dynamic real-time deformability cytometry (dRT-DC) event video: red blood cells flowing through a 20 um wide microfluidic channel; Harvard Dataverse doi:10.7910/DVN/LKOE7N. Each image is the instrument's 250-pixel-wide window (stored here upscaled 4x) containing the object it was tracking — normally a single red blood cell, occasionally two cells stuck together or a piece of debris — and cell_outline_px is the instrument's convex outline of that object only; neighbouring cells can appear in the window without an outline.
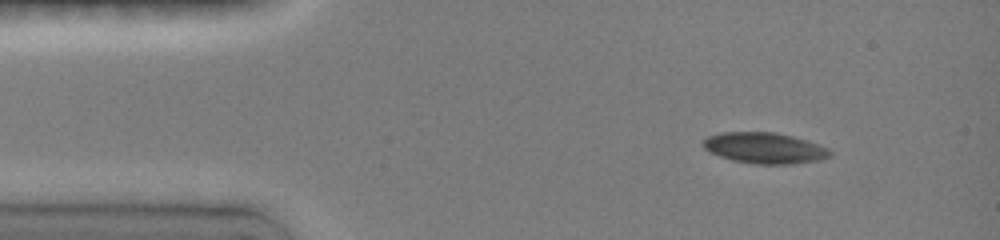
{"species": "common noctule bat (a hibernating species)", "species_latin": "Nyctalus noctula", "temperature_condition": "room temperature", "stored_images_in_passage": 6, "camera_frame_rate_fps": 3000, "um_per_image_px": 0.085, "animal": {"sex": "female", "body_mass_g": 19.0, "forearm_length_mm": 51.5}, "frame": {"image": 1, "passage_image": 2, "time_ms": 1.0, "image_size_px": [1000, 240], "cell_outline_px": [[832, 156], [820, 160], [796, 164], [752, 164], [732, 160], [720, 156], [704, 148], [704, 140], [708, 136], [720, 132], [776, 132], [792, 136], [828, 148], [832, 152]], "centroid_in_image_um": [65.02, 12.59], "position_along_channel_um": 20.0, "area_um2": 22.83}}
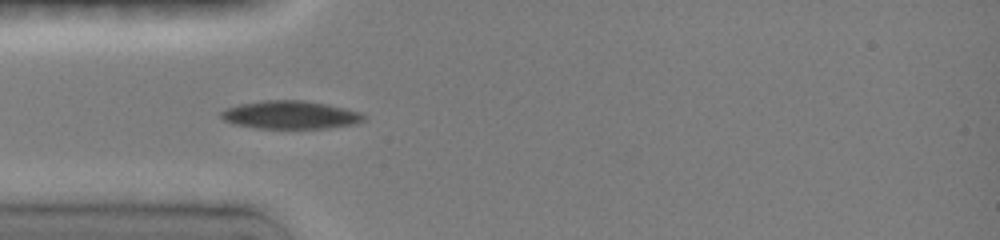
{"frame": {"image": 2, "passage_image": 5, "time_ms": 3.667, "image_size_px": [1000, 240], "cell_outline_px": [[368, 120], [360, 124], [328, 128], [256, 128], [232, 124], [224, 120], [220, 116], [220, 112], [224, 108], [240, 104], [264, 100], [304, 100], [328, 104], [360, 112], [368, 116]], "centroid_in_image_um": [24.74, 9.77], "position_along_channel_um": 60.3, "area_um2": 23.81}}